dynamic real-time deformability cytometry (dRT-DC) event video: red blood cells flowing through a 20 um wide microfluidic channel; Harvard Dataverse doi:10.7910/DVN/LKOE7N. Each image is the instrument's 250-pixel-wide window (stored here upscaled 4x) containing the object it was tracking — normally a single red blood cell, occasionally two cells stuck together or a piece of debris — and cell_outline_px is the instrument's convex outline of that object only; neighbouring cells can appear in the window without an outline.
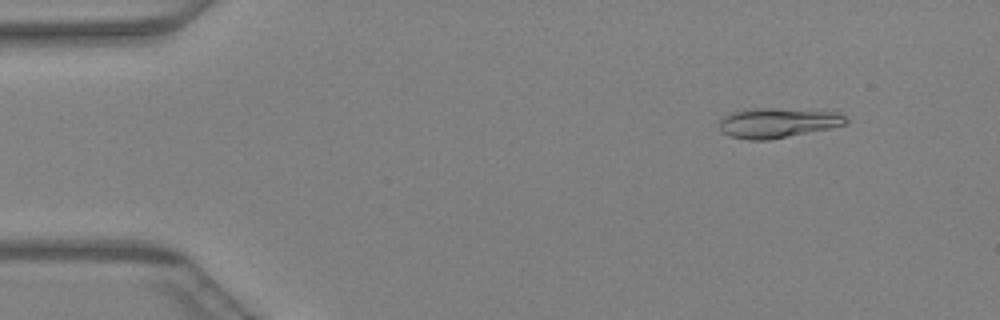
{"species": "Egyptian fruit bat (a non-hibernating species)", "species_latin": "Rousettus aegyptiacus", "temperature_condition": "warm", "stored_images_in_passage": 17, "camera_frame_rate_fps": 3000, "um_per_image_px": 0.085, "animal": {"sex": "female"}, "frame": {"image": 1, "passage_image": 5, "time_ms": 1.333, "image_size_px": [1000, 320], "cell_outline_px": [[848, 120], [844, 124], [832, 128], [768, 140], [748, 140], [732, 136], [720, 132], [716, 128], [716, 124], [728, 112], [748, 108], [780, 108], [836, 112], [844, 116]], "centroid_in_image_um": [66.0, 10.43], "position_along_channel_um": 19.0, "area_um2": 22.37}}
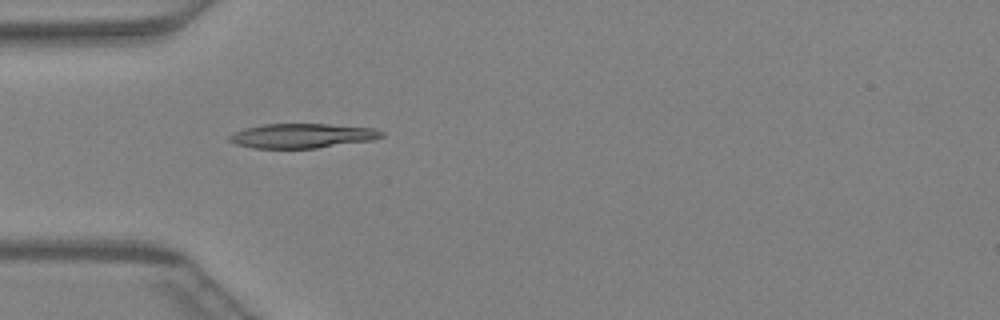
{"frame": {"image": 2, "passage_image": 14, "time_ms": 4.333, "image_size_px": [1000, 320], "cell_outline_px": [[384, 136], [372, 140], [316, 148], [252, 148], [236, 144], [228, 140], [228, 136], [232, 132], [244, 128], [264, 124], [328, 124], [376, 128], [384, 132]], "centroid_in_image_um": [25.67, 11.53], "position_along_channel_um": 59.3, "area_um2": 21.85}}
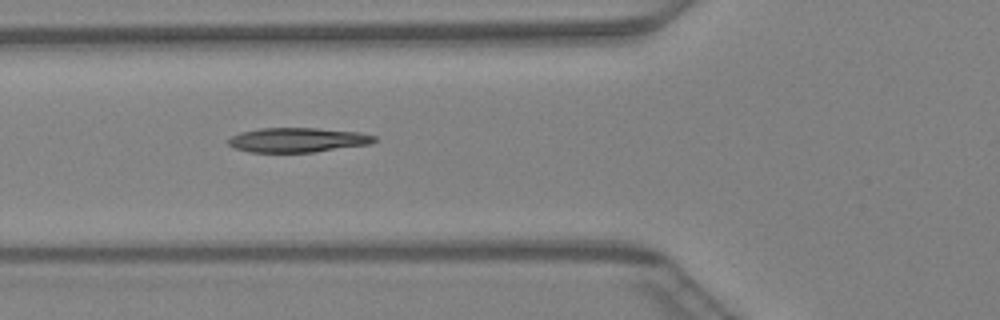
{"frame": {"image": 3, "passage_image": 17, "time_ms": 5.333, "image_size_px": [1000, 320], "cell_outline_px": [[380, 140], [372, 144], [312, 152], [248, 152], [232, 148], [228, 144], [228, 140], [232, 136], [240, 132], [260, 128], [316, 128], [360, 132], [376, 136]], "centroid_in_image_um": [25.33, 11.9], "position_along_channel_um": 100.5, "area_um2": 21.1}}